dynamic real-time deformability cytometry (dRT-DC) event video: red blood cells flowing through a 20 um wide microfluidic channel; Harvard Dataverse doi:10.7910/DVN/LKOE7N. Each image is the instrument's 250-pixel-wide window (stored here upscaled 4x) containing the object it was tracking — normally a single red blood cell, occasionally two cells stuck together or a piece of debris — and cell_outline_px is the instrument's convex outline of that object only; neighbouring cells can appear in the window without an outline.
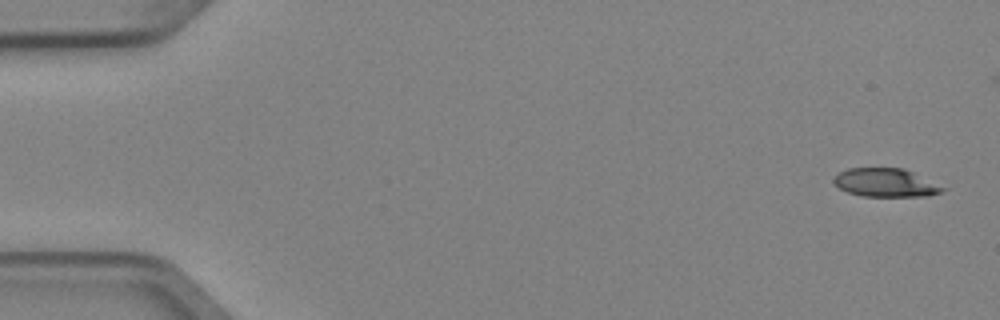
{"species": "Egyptian fruit bat (a non-hibernating species)", "species_latin": "Rousettus aegyptiacus", "temperature_condition": "cold", "stored_images_in_passage": 5, "camera_frame_rate_fps": 3000, "um_per_image_px": 0.085, "animal": {"sex": "female"}, "frame": {"image": 1, "passage_image": 1, "time_ms": 0.0, "image_size_px": [1000, 320], "cell_outline_px": [[948, 188], [940, 192], [928, 196], [860, 196], [848, 192], [840, 188], [832, 180], [840, 172], [848, 168], [904, 168]], "centroid_in_image_um": [75.3, 15.53], "position_along_channel_um": 9.7, "area_um2": 17.98}}
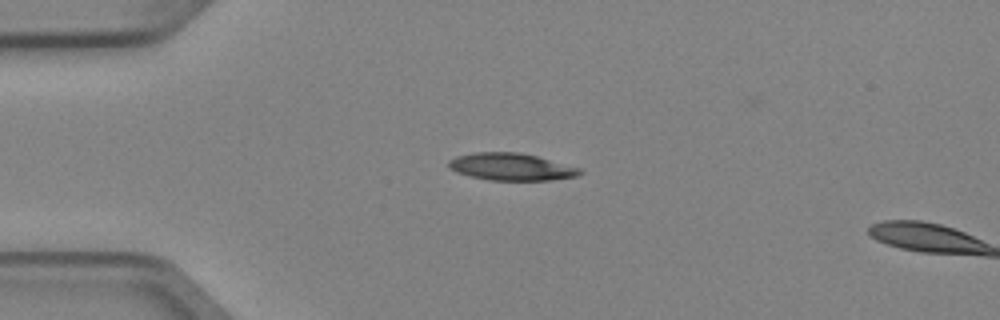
{"frame": {"image": 2, "passage_image": 4, "time_ms": 1.0, "image_size_px": [1000, 320], "cell_outline_px": [[584, 172], [576, 176], [552, 180], [488, 180], [456, 172], [448, 164], [448, 160], [456, 156], [476, 152], [520, 152], [536, 156], [580, 168]], "centroid_in_image_um": [43.46, 14.17], "position_along_channel_um": 41.5, "area_um2": 20.63}}